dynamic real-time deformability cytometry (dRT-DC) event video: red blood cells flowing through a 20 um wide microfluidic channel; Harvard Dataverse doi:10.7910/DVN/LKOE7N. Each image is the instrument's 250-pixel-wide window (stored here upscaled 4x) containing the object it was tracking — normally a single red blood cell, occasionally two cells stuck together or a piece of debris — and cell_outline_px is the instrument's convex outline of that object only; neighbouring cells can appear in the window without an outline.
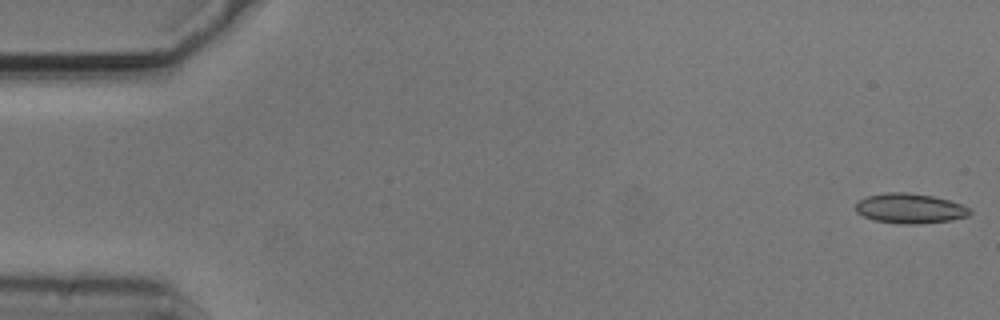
{"species": "common noctule bat (a hibernating species)", "species_latin": "Nyctalus noctula", "temperature_condition": "cold", "stored_images_in_passage": 17, "camera_frame_rate_fps": 3000, "um_per_image_px": 0.085, "animal": {"sex": "male", "body_mass_g": 20.5, "forearm_length_mm": 52.5}, "frame": {"image": 1, "passage_image": 1, "time_ms": 0.0, "image_size_px": [1000, 320], "cell_outline_px": [[972, 212], [968, 216], [952, 220], [920, 224], [900, 224], [876, 220], [864, 216], [856, 212], [856, 200], [868, 196], [888, 192], [904, 192], [932, 196], [948, 200], [960, 204], [968, 208]], "centroid_in_image_um": [77.33, 17.72], "position_along_channel_um": 7.7, "area_um2": 19.83}}
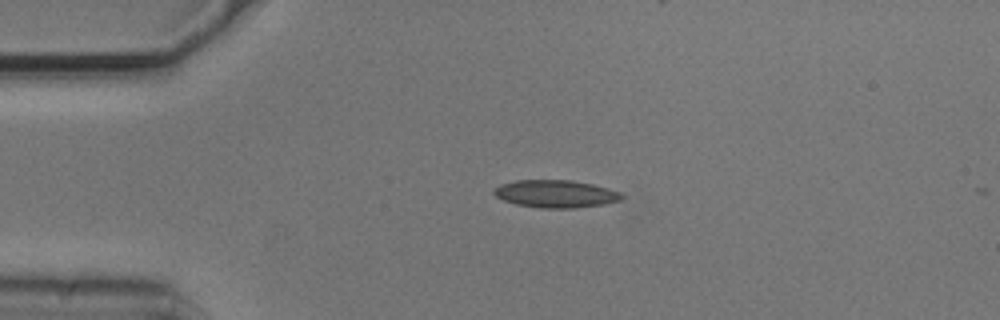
{"frame": {"image": 2, "passage_image": 12, "time_ms": 3.667, "image_size_px": [1000, 320], "cell_outline_px": [[624, 196], [620, 200], [604, 204], [576, 208], [540, 208], [516, 204], [504, 200], [496, 196], [492, 192], [492, 188], [500, 184], [516, 180], [572, 180], [592, 184], [608, 188], [620, 192]], "centroid_in_image_um": [47.21, 16.47], "position_along_channel_um": 37.8, "area_um2": 20.63}}